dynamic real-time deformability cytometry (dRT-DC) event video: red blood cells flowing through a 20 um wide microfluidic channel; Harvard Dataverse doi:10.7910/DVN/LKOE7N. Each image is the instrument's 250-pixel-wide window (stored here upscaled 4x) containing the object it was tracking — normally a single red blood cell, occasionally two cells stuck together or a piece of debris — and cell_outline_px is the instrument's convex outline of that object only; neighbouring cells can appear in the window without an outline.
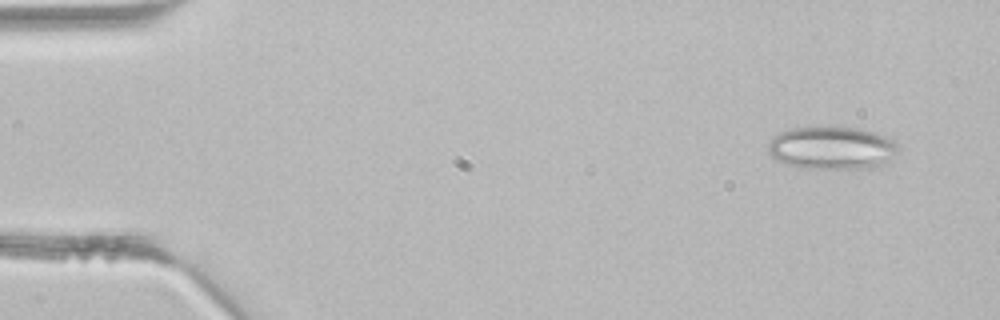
{"species": "common noctule bat (a hibernating species)", "species_latin": "Nyctalus noctula", "temperature_condition": "room temperature", "stored_images_in_passage": 40, "camera_frame_rate_fps": 3000, "um_per_image_px": 0.085, "animal": {"sex": "male", "body_mass_g": 21.5, "forearm_length_mm": 52.0}, "frame": {"image": 1, "passage_image": 1, "time_ms": 0.0, "image_size_px": [1000, 320], "cell_outline_px": [[900, 152], [884, 164], [876, 168], [800, 168], [776, 160], [768, 152], [768, 144], [772, 136], [780, 132], [792, 128], [860, 128], [876, 132], [892, 140], [900, 148]], "centroid_in_image_um": [70.74, 12.59], "position_along_channel_um": 14.3, "area_um2": 32.54}}
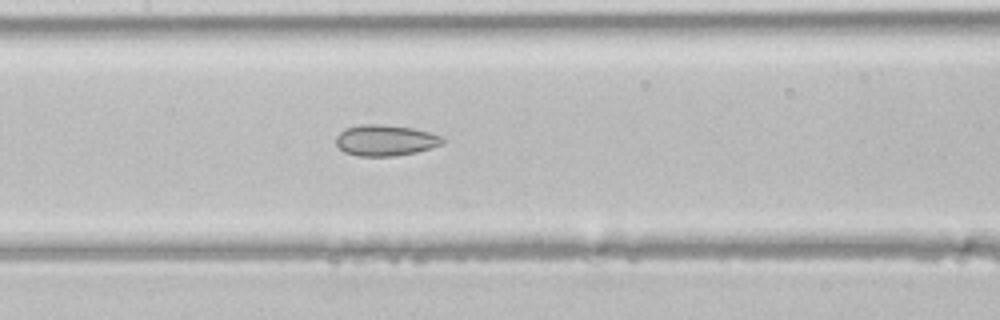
{"frame": {"image": 2, "passage_image": 18, "time_ms": 5.667, "image_size_px": [1000, 320], "cell_outline_px": [[444, 144], [432, 148], [416, 152], [396, 156], [360, 156], [344, 152], [336, 144], [336, 136], [344, 128], [360, 124], [384, 124], [412, 128], [428, 132], [440, 136], [444, 140]], "centroid_in_image_um": [32.75, 11.92], "position_along_channel_um": 174.7, "area_um2": 19.36}}
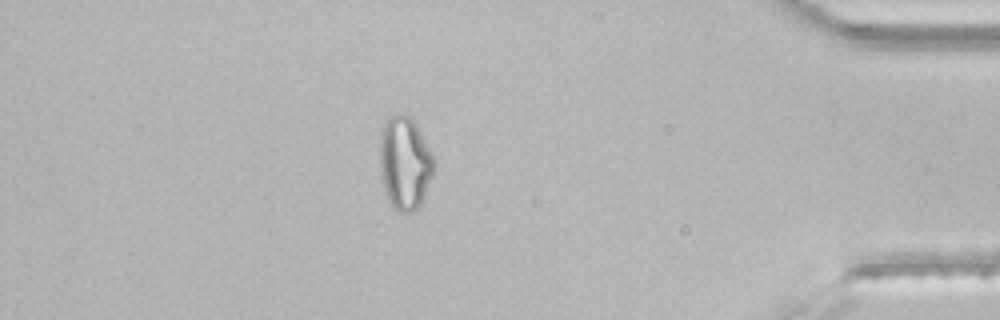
{"frame": {"image": 3, "passage_image": 35, "time_ms": 11.333, "image_size_px": [1000, 320], "cell_outline_px": [[436, 164], [432, 176], [420, 204], [412, 212], [396, 212], [392, 208], [384, 188], [380, 168], [380, 136], [384, 124], [388, 116], [396, 112], [400, 112], [408, 116], [416, 124]], "centroid_in_image_um": [34.39, 13.84], "position_along_channel_um": 400.8, "area_um2": 29.19}}